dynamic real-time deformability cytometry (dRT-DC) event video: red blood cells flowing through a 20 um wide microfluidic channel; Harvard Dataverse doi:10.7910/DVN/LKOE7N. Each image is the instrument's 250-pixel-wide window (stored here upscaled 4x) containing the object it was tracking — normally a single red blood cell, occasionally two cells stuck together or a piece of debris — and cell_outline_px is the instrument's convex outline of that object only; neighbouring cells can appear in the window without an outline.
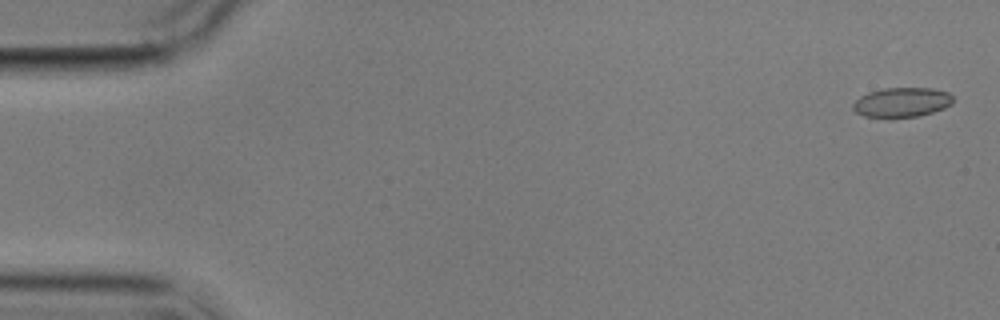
{"species": "common noctule bat (a hibernating species)", "species_latin": "Nyctalus noctula", "temperature_condition": "cold", "stored_images_in_passage": 4, "segment_of_instrument_passage": [2, 2], "camera_frame_rate_fps": 3000, "um_per_image_px": 0.085, "animal": {"sex": "male", "body_mass_g": 17.9}, "frame": {"image": 1, "passage_image": 4, "time_ms": 3.667, "image_size_px": [1000, 320], "cell_outline_px": [[952, 104], [944, 108], [920, 116], [892, 120], [888, 120], [864, 116], [856, 112], [852, 108], [852, 104], [860, 96], [868, 92], [884, 88], [932, 88], [948, 92], [952, 96]], "centroid_in_image_um": [76.61, 8.74], "position_along_channel_um": 8.4, "area_um2": 17.86}}